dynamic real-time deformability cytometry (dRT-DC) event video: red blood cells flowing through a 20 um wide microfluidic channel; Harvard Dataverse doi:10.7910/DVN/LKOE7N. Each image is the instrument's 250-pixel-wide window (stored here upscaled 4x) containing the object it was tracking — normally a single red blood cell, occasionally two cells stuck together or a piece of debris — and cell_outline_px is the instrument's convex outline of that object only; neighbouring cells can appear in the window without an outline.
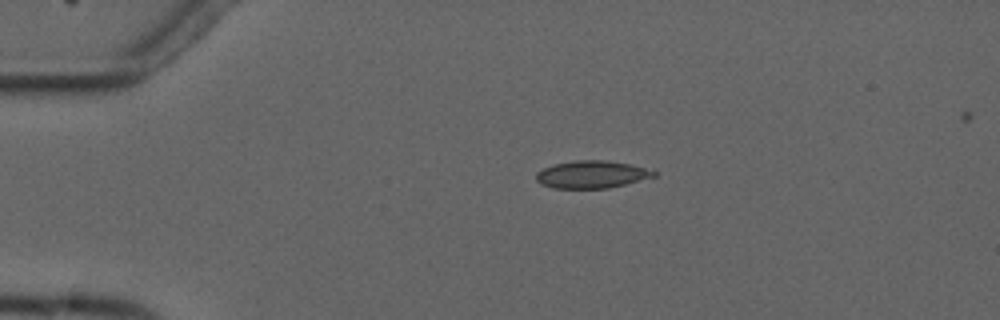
{"species": "common noctule bat (a hibernating species)", "species_latin": "Nyctalus noctula", "temperature_condition": "cold", "stored_images_in_passage": 5, "camera_frame_rate_fps": 3000, "um_per_image_px": 0.085, "animal": {"sex": "male", "forearm_length_mm": 52.5}, "frame": {"image": 1, "passage_image": 3, "time_ms": 2.667, "image_size_px": [1000, 320], "cell_outline_px": [[656, 176], [608, 188], [552, 188], [540, 184], [536, 180], [536, 172], [552, 164], [576, 160], [608, 160], [628, 164], [644, 168], [656, 172]], "centroid_in_image_um": [50.24, 14.82], "position_along_channel_um": 34.8, "area_um2": 18.73}}
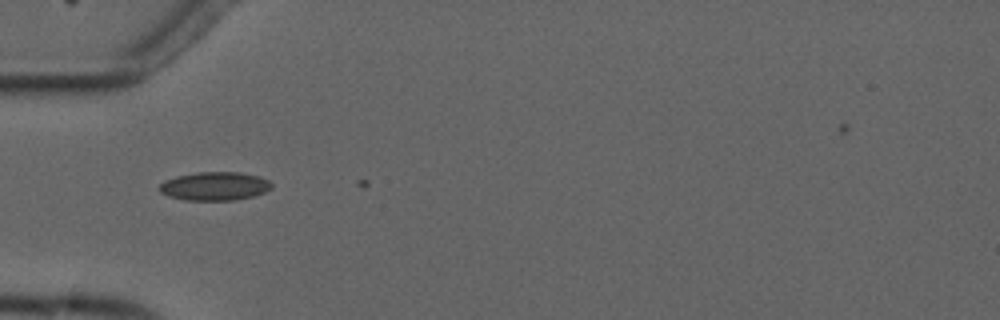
{"frame": {"image": 2, "passage_image": 4, "time_ms": 4.667, "image_size_px": [1000, 320], "cell_outline_px": [[272, 188], [264, 192], [252, 196], [236, 200], [184, 200], [168, 196], [160, 192], [156, 188], [164, 180], [176, 176], [196, 172], [240, 172], [260, 176], [268, 180], [272, 184]], "centroid_in_image_um": [18.22, 15.82], "position_along_channel_um": 66.8, "area_um2": 18.84}}